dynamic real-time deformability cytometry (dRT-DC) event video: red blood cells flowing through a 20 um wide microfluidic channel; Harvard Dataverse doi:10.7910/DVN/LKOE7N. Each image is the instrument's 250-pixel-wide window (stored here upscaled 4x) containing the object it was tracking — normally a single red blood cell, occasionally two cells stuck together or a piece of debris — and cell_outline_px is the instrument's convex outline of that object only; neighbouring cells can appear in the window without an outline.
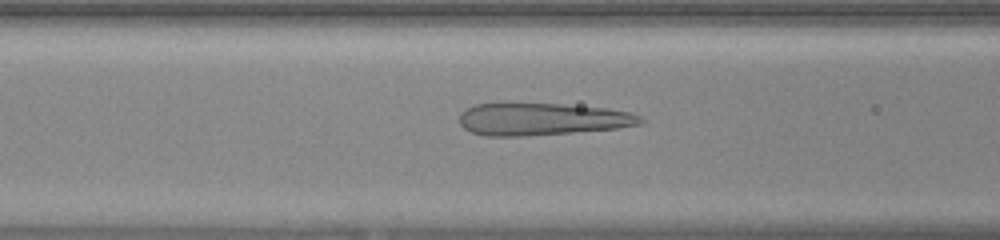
{"species": "human", "species_latin": "Homo sapiens", "temperature_condition": "warm", "stored_images_in_passage": 45, "camera_frame_rate_fps": 3000, "um_per_image_px": 0.085, "donor": {"sex": "female"}, "frame": {"image": 1, "passage_image": 15, "time_ms": 4.667, "image_size_px": [1000, 240], "cell_outline_px": [[644, 120], [640, 124], [616, 128], [572, 132], [524, 136], [484, 136], [472, 132], [464, 128], [460, 124], [460, 112], [476, 104], [496, 100], [560, 104], [608, 108], [632, 112], [640, 116]], "centroid_in_image_um": [45.99, 10.08], "position_along_channel_um": 120.6, "area_um2": 35.03}}
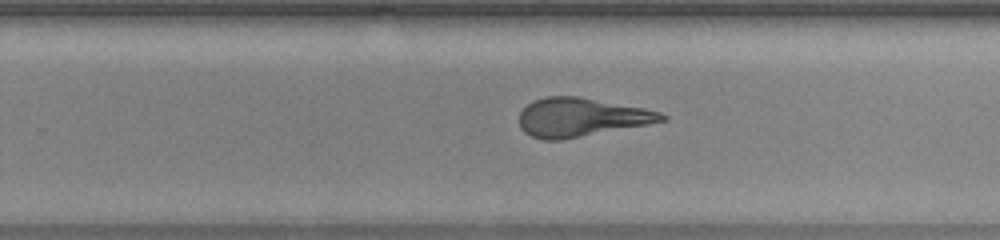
{"frame": {"image": 2, "passage_image": 27, "time_ms": 8.667, "image_size_px": [1000, 240], "cell_outline_px": [[668, 120], [648, 124], [560, 140], [544, 140], [532, 136], [524, 132], [520, 128], [520, 112], [532, 100], [544, 96], [576, 96], [644, 108], [660, 112], [668, 116]], "centroid_in_image_um": [49.38, 9.96], "position_along_channel_um": 280.4, "area_um2": 31.91}}
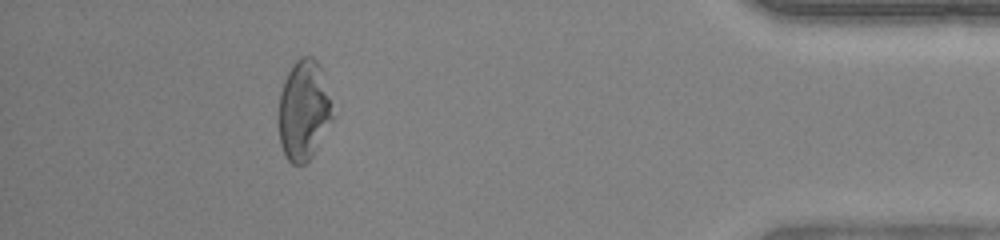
{"frame": {"image": 3, "passage_image": 40, "time_ms": 13.0, "image_size_px": [1000, 240], "cell_outline_px": [[332, 120], [312, 156], [304, 164], [292, 164], [288, 160], [280, 144], [276, 120], [276, 116], [280, 92], [284, 80], [292, 64], [300, 56], [312, 56], [320, 64], [332, 116]], "centroid_in_image_um": [25.74, 9.38], "position_along_channel_um": 409.5, "area_um2": 31.44}, "authors_computed_cell_mechanics": {"area_um2": 33.1194, "velocity_mm_per_s": 4.0028, "shape_relaxation_time_tau1_ms": null, "shape_relaxation_time_tau2_ms": 0.5187, "deformation_change_tau1": null, "deformation_change_tau2": 0.0947}}